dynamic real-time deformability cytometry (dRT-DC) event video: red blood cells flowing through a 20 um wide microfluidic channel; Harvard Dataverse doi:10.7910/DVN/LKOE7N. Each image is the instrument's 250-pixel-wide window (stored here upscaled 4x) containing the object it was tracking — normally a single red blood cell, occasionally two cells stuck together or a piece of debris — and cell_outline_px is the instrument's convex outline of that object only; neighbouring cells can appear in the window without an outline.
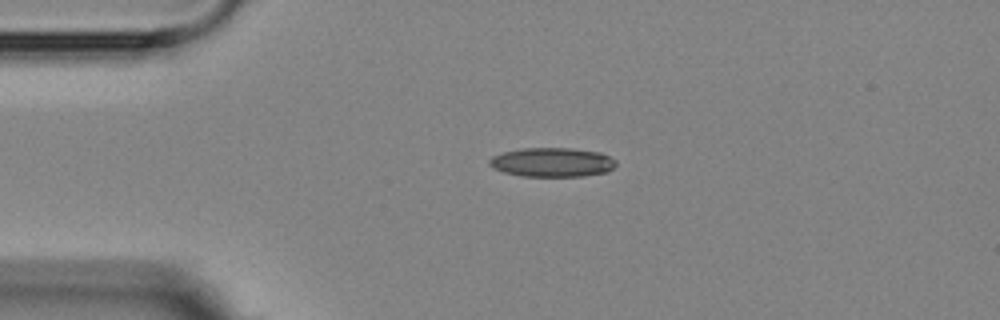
{"species": "Egyptian fruit bat (a non-hibernating species)", "species_latin": "Rousettus aegyptiacus", "temperature_condition": "room temperature", "stored_images_in_passage": 2, "camera_frame_rate_fps": 3000, "um_per_image_px": 0.085, "animal": {"sex": "female"}, "frame": {"image": 1, "passage_image": 1, "time_ms": 0.0, "image_size_px": [1000, 320], "cell_outline_px": [[616, 164], [608, 172], [584, 176], [524, 176], [504, 172], [492, 168], [488, 164], [488, 160], [492, 156], [504, 152], [520, 148], [572, 148], [600, 152], [616, 160]], "centroid_in_image_um": [46.92, 13.79], "position_along_channel_um": 38.1, "area_um2": 21.62}}
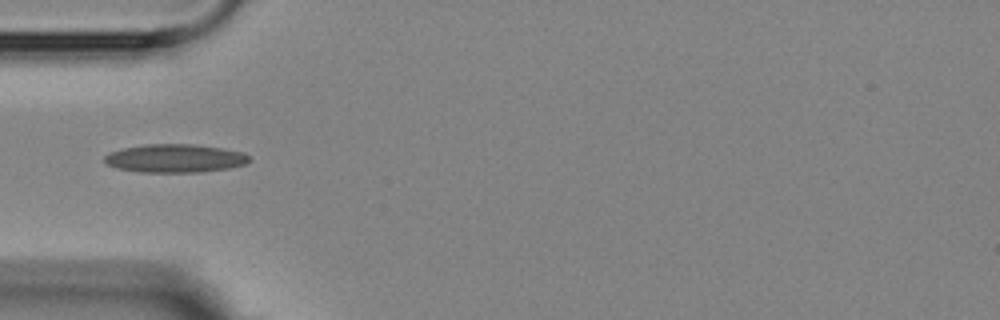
{"frame": {"image": 2, "passage_image": 2, "time_ms": 1.667, "image_size_px": [1000, 320], "cell_outline_px": [[248, 160], [244, 164], [228, 168], [200, 172], [140, 172], [116, 168], [108, 164], [104, 160], [104, 156], [108, 152], [124, 148], [148, 144], [192, 144], [220, 148], [244, 152], [248, 156]], "centroid_in_image_um": [14.83, 13.46], "position_along_channel_um": 70.2, "area_um2": 23.7}}